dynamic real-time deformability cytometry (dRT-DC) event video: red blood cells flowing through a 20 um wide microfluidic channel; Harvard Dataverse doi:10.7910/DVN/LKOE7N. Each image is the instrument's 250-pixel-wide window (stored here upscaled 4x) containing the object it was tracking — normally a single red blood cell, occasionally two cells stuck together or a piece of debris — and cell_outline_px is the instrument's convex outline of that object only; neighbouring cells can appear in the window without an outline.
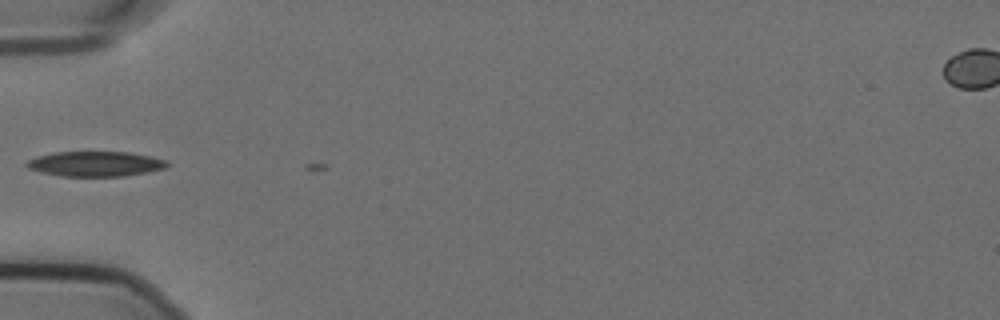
{"species": "Egyptian fruit bat (a non-hibernating species)", "species_latin": "Rousettus aegyptiacus", "temperature_condition": "cold", "stored_images_in_passage": 3, "camera_frame_rate_fps": 3000, "um_per_image_px": 0.085, "animal": {"sex": "female"}, "frame": {"image": 1, "passage_image": 2, "time_ms": 0.333, "image_size_px": [1000, 320], "cell_outline_px": [[168, 164], [164, 168], [124, 176], [60, 176], [40, 172], [28, 168], [24, 164], [28, 160], [36, 156], [56, 152], [128, 152], [152, 156], [164, 160]], "centroid_in_image_um": [8.04, 13.92], "position_along_channel_um": 77.0, "area_um2": 20.35}}